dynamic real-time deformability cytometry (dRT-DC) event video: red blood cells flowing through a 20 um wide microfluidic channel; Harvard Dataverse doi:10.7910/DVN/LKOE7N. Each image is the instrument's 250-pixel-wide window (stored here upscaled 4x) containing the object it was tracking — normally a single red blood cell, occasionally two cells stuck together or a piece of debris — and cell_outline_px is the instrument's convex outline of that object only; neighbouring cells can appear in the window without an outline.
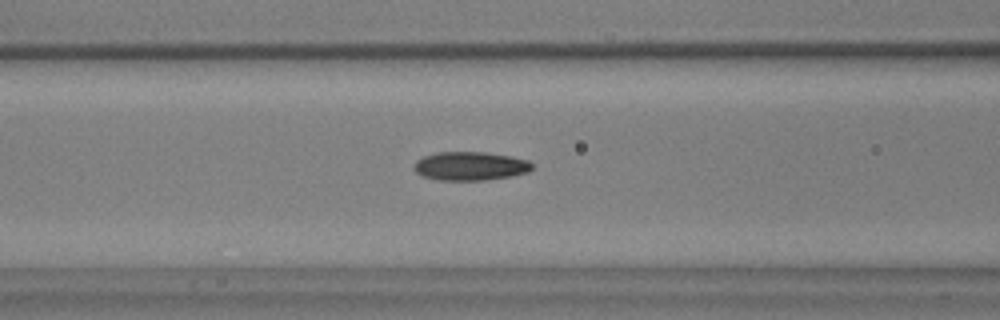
{"species": "common noctule bat (a hibernating species)", "species_latin": "Nyctalus noctula", "temperature_condition": "warm", "stored_images_in_passage": 36, "camera_frame_rate_fps": 3000, "um_per_image_px": 0.085, "animal": {"sex": "male", "body_mass_g": 17.9, "forearm_length_mm": 54.2}, "frame": {"image": 1, "passage_image": 7, "time_ms": 2.0, "image_size_px": [1000, 320], "cell_outline_px": [[532, 168], [528, 172], [512, 176], [484, 180], [436, 180], [424, 176], [416, 172], [412, 168], [412, 164], [416, 160], [424, 156], [436, 152], [484, 152], [512, 156], [528, 160], [532, 164]], "centroid_in_image_um": [39.94, 14.11], "position_along_channel_um": 126.7, "area_um2": 19.88}}
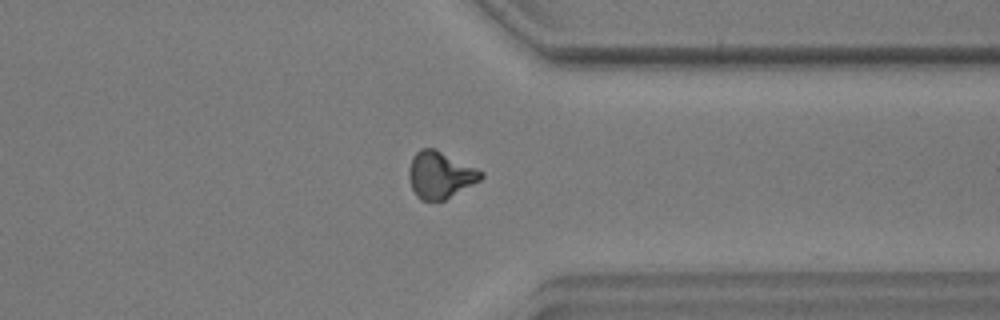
{"frame": {"image": 2, "passage_image": 28, "time_ms": 9.0, "image_size_px": [1000, 320], "cell_outline_px": [[484, 176], [480, 180], [444, 200], [420, 200], [416, 196], [412, 188], [408, 176], [408, 172], [412, 156], [420, 148], [432, 148], [476, 168], [484, 172]], "centroid_in_image_um": [37.38, 14.87], "position_along_channel_um": 374.0, "area_um2": 19.36}}
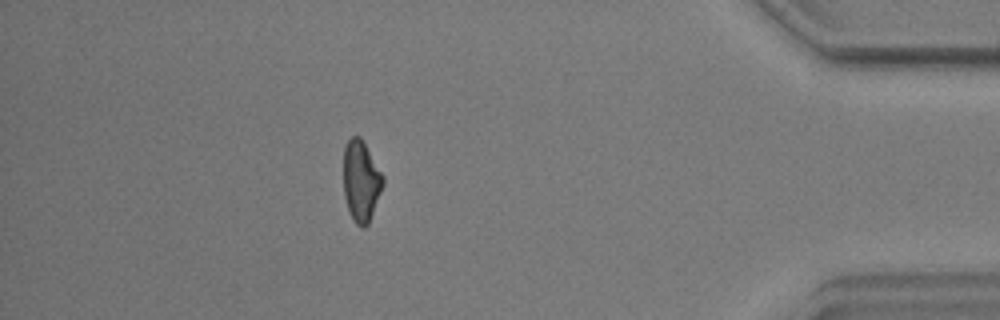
{"frame": {"image": 3, "passage_image": 34, "time_ms": 11.0, "image_size_px": [1000, 320], "cell_outline_px": [[384, 184], [368, 224], [364, 228], [360, 228], [352, 220], [344, 196], [344, 148], [348, 140], [352, 136], [360, 136], [384, 176]], "centroid_in_image_um": [30.69, 15.41], "position_along_channel_um": 404.5, "area_um2": 18.61}}